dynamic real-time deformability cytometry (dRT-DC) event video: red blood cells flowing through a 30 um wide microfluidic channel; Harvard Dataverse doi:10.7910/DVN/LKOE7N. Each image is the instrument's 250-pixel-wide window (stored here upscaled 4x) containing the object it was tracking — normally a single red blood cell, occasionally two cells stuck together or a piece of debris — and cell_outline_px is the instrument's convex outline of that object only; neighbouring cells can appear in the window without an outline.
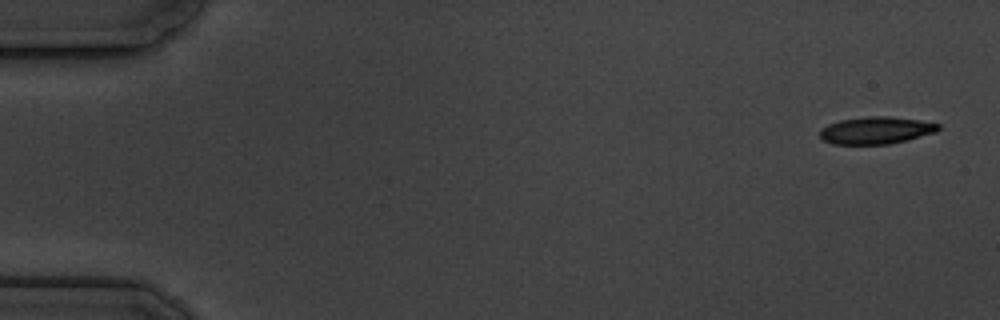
{"species": "common noctule bat (a hibernating species)", "species_latin": "Nyctalus noctula", "temperature_condition": "cold", "stored_images_in_passage": 6, "camera_frame_rate_fps": 3000, "um_per_image_px": 0.085, "animal": {"sex": "male", "body_mass_g": 19.5, "forearm_length_mm": 54.6}, "frame": {"image": 1, "passage_image": 1, "time_ms": 0.0, "image_size_px": [1000, 320], "cell_outline_px": [[940, 128], [936, 132], [908, 140], [888, 144], [832, 144], [824, 140], [820, 136], [820, 128], [828, 124], [840, 120], [868, 116], [888, 116], [920, 120], [940, 124]], "centroid_in_image_um": [74.47, 11.08], "position_along_channel_um": 10.5, "area_um2": 18.84}}
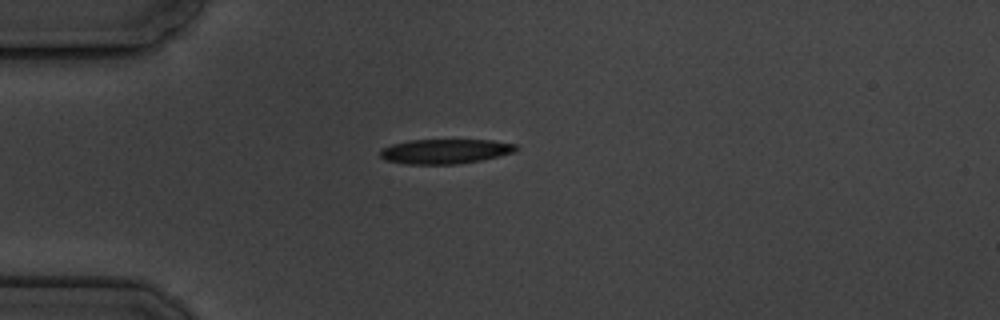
{"frame": {"image": 2, "passage_image": 4, "time_ms": 4.333, "image_size_px": [1000, 320], "cell_outline_px": [[520, 148], [516, 152], [480, 160], [456, 164], [404, 164], [384, 160], [380, 156], [380, 152], [384, 148], [392, 144], [408, 140], [492, 140], [516, 144]], "centroid_in_image_um": [37.86, 12.86], "position_along_channel_um": 47.1, "area_um2": 19.59}}